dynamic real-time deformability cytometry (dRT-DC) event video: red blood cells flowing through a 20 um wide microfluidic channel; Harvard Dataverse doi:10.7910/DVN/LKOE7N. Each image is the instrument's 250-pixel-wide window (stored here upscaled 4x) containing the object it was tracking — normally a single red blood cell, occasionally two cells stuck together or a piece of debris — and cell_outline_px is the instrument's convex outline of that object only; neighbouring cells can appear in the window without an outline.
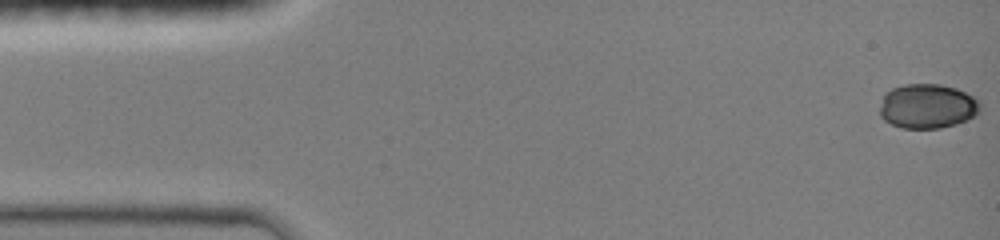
{"species": "common noctule bat (a hibernating species)", "species_latin": "Nyctalus noctula", "temperature_condition": "room temperature", "stored_images_in_passage": 21, "camera_frame_rate_fps": 3000, "um_per_image_px": 0.085, "animal": {"sex": "female", "body_mass_g": 19.0, "forearm_length_mm": 51.5}, "frame": {"image": 1, "passage_image": 1, "time_ms": 0.0, "image_size_px": [1000, 240], "cell_outline_px": [[980, 112], [956, 124], [940, 128], [900, 128], [884, 120], [880, 116], [880, 108], [884, 92], [892, 88], [904, 84], [940, 84], [956, 88], [980, 100]], "centroid_in_image_um": [78.81, 9.02], "position_along_channel_um": 6.2, "area_um2": 26.13}}
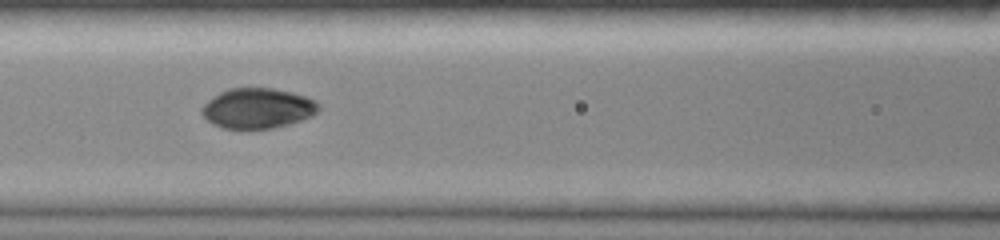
{"frame": {"image": 2, "passage_image": 15, "time_ms": 6.333, "image_size_px": [1000, 240], "cell_outline_px": [[320, 108], [312, 116], [288, 124], [272, 128], [224, 128], [212, 124], [200, 112], [200, 108], [208, 100], [220, 92], [228, 88], [272, 88], [292, 92], [316, 100], [320, 104]], "centroid_in_image_um": [21.9, 9.19], "position_along_channel_um": 144.7, "area_um2": 27.28}}
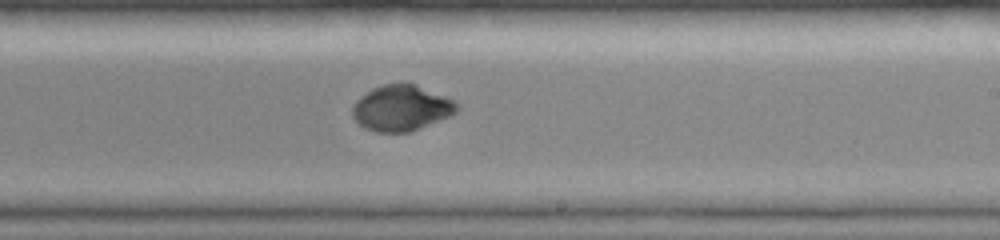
{"frame": {"image": 3, "passage_image": 21, "time_ms": 9.0, "image_size_px": [1000, 240], "cell_outline_px": [[460, 108], [456, 112], [448, 116], [408, 132], [376, 132], [364, 128], [352, 116], [352, 104], [356, 100], [372, 88], [380, 84], [408, 80], [456, 100]], "centroid_in_image_um": [34.11, 9.12], "position_along_channel_um": 254.9, "area_um2": 28.38}}